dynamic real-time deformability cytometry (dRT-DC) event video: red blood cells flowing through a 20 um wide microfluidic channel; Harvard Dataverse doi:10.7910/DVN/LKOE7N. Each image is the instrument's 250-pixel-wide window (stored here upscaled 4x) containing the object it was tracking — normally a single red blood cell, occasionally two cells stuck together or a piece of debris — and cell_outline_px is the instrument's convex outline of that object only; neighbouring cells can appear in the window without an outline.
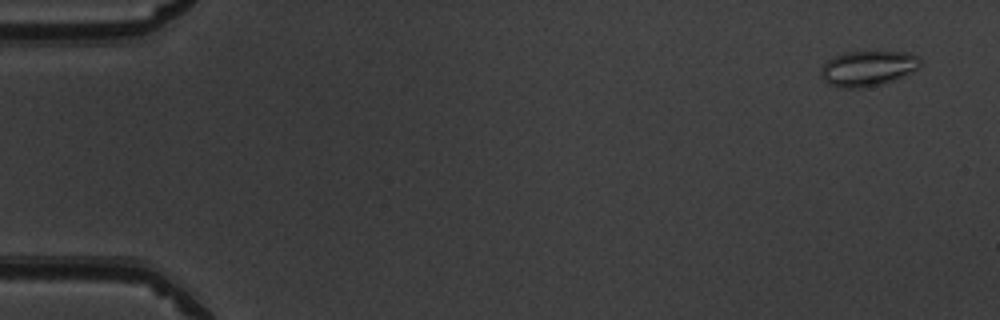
{"species": "common noctule bat (a hibernating species)", "species_latin": "Nyctalus noctula", "temperature_condition": "warm", "stored_images_in_passage": 14, "camera_frame_rate_fps": 3000, "um_per_image_px": 0.085, "animal": {"sex": "male", "body_mass_g": 19.5, "forearm_length_mm": 54.6}, "frame": {"image": 1, "passage_image": 1, "time_ms": 0.0, "image_size_px": [1000, 320], "cell_outline_px": [[920, 64], [916, 68], [884, 84], [860, 88], [840, 88], [828, 84], [820, 76], [820, 68], [832, 56], [848, 52], [912, 52], [920, 56]], "centroid_in_image_um": [73.72, 5.81], "position_along_channel_um": 11.3, "area_um2": 20.4}}
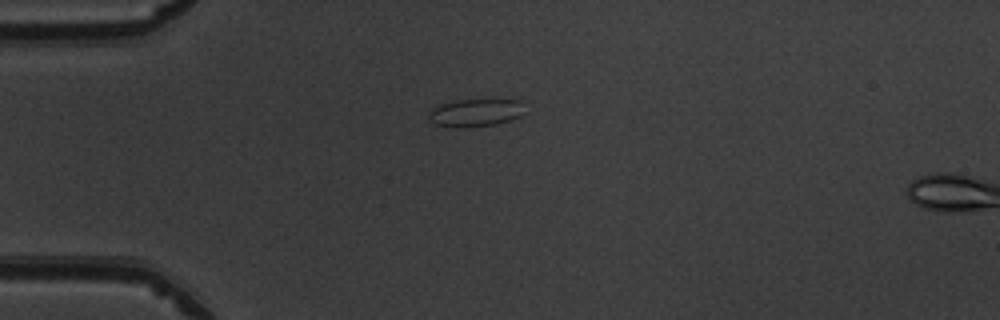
{"frame": {"image": 2, "passage_image": 12, "time_ms": 3.667, "image_size_px": [1000, 320], "cell_outline_px": [[524, 112], [520, 116], [512, 120], [496, 124], [464, 128], [456, 128], [436, 124], [428, 116], [428, 112], [432, 108], [440, 104], [456, 100], [488, 96], [520, 100]], "centroid_in_image_um": [40.47, 9.52], "position_along_channel_um": 44.5, "area_um2": 16.42}}